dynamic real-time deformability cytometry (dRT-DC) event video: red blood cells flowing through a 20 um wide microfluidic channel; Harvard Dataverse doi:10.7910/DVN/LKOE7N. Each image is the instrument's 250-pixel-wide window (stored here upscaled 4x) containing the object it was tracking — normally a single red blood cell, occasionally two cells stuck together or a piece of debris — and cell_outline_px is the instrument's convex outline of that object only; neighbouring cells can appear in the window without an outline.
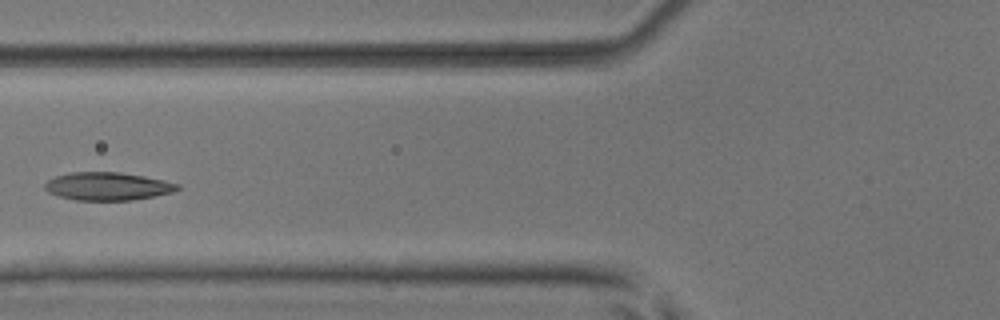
{"species": "common noctule bat (a hibernating species)", "species_latin": "Nyctalus noctula", "temperature_condition": "room temperature", "stored_images_in_passage": 7, "camera_frame_rate_fps": 3000, "um_per_image_px": 0.085, "animal": {"sex": "male", "body_mass_g": 17.9, "forearm_length_mm": 54.2}, "frame": {"image": 1, "passage_image": 7, "time_ms": 7.0, "image_size_px": [1000, 320], "cell_outline_px": [[180, 188], [172, 192], [132, 200], [76, 200], [60, 196], [48, 192], [44, 188], [44, 184], [48, 180], [56, 176], [72, 172], [120, 172], [144, 176], [164, 180], [180, 184]], "centroid_in_image_um": [9.15, 15.83], "position_along_channel_um": 116.7, "area_um2": 21.5}}